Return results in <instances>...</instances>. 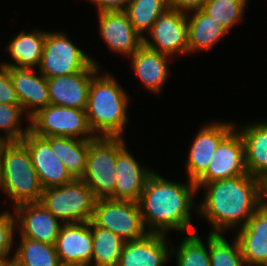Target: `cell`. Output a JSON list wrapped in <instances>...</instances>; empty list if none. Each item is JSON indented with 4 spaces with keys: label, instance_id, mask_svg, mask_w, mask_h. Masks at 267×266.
I'll list each match as a JSON object with an SVG mask.
<instances>
[{
    "label": "cell",
    "instance_id": "4dcf8cb0",
    "mask_svg": "<svg viewBox=\"0 0 267 266\" xmlns=\"http://www.w3.org/2000/svg\"><path fill=\"white\" fill-rule=\"evenodd\" d=\"M248 3L249 0H206L201 9L231 32L235 25L242 24Z\"/></svg>",
    "mask_w": 267,
    "mask_h": 266
},
{
    "label": "cell",
    "instance_id": "3957f363",
    "mask_svg": "<svg viewBox=\"0 0 267 266\" xmlns=\"http://www.w3.org/2000/svg\"><path fill=\"white\" fill-rule=\"evenodd\" d=\"M102 69L89 87L85 109L88 124L96 137H124L131 96L109 70Z\"/></svg>",
    "mask_w": 267,
    "mask_h": 266
},
{
    "label": "cell",
    "instance_id": "7c38bea8",
    "mask_svg": "<svg viewBox=\"0 0 267 266\" xmlns=\"http://www.w3.org/2000/svg\"><path fill=\"white\" fill-rule=\"evenodd\" d=\"M244 144L239 131L234 128L219 144L207 170L194 182L207 184L247 174Z\"/></svg>",
    "mask_w": 267,
    "mask_h": 266
},
{
    "label": "cell",
    "instance_id": "9a60e30c",
    "mask_svg": "<svg viewBox=\"0 0 267 266\" xmlns=\"http://www.w3.org/2000/svg\"><path fill=\"white\" fill-rule=\"evenodd\" d=\"M96 15L99 37L109 52L127 59L143 44V38L135 31L125 11L96 12Z\"/></svg>",
    "mask_w": 267,
    "mask_h": 266
},
{
    "label": "cell",
    "instance_id": "5b68a950",
    "mask_svg": "<svg viewBox=\"0 0 267 266\" xmlns=\"http://www.w3.org/2000/svg\"><path fill=\"white\" fill-rule=\"evenodd\" d=\"M40 202L63 224L90 222L96 198L82 179L43 189Z\"/></svg>",
    "mask_w": 267,
    "mask_h": 266
},
{
    "label": "cell",
    "instance_id": "e575fe53",
    "mask_svg": "<svg viewBox=\"0 0 267 266\" xmlns=\"http://www.w3.org/2000/svg\"><path fill=\"white\" fill-rule=\"evenodd\" d=\"M0 103L20 105L16 90L10 78L9 69L5 65L0 67Z\"/></svg>",
    "mask_w": 267,
    "mask_h": 266
},
{
    "label": "cell",
    "instance_id": "ab89813d",
    "mask_svg": "<svg viewBox=\"0 0 267 266\" xmlns=\"http://www.w3.org/2000/svg\"><path fill=\"white\" fill-rule=\"evenodd\" d=\"M1 266H22L14 257L4 260Z\"/></svg>",
    "mask_w": 267,
    "mask_h": 266
},
{
    "label": "cell",
    "instance_id": "5bb4252c",
    "mask_svg": "<svg viewBox=\"0 0 267 266\" xmlns=\"http://www.w3.org/2000/svg\"><path fill=\"white\" fill-rule=\"evenodd\" d=\"M12 209L16 221V235L55 245L63 223L41 202L24 203Z\"/></svg>",
    "mask_w": 267,
    "mask_h": 266
},
{
    "label": "cell",
    "instance_id": "2e32d148",
    "mask_svg": "<svg viewBox=\"0 0 267 266\" xmlns=\"http://www.w3.org/2000/svg\"><path fill=\"white\" fill-rule=\"evenodd\" d=\"M26 146L35 171L43 189L59 187L74 179L66 170L63 162L55 155L49 143L32 132H28L21 140Z\"/></svg>",
    "mask_w": 267,
    "mask_h": 266
},
{
    "label": "cell",
    "instance_id": "d6986e66",
    "mask_svg": "<svg viewBox=\"0 0 267 266\" xmlns=\"http://www.w3.org/2000/svg\"><path fill=\"white\" fill-rule=\"evenodd\" d=\"M168 236L148 233L142 239L125 242L117 266H165L172 259L173 240Z\"/></svg>",
    "mask_w": 267,
    "mask_h": 266
},
{
    "label": "cell",
    "instance_id": "ba28073f",
    "mask_svg": "<svg viewBox=\"0 0 267 266\" xmlns=\"http://www.w3.org/2000/svg\"><path fill=\"white\" fill-rule=\"evenodd\" d=\"M29 131L39 137L96 138L89 127L85 110L51 104L29 118Z\"/></svg>",
    "mask_w": 267,
    "mask_h": 266
},
{
    "label": "cell",
    "instance_id": "8d00e7d4",
    "mask_svg": "<svg viewBox=\"0 0 267 266\" xmlns=\"http://www.w3.org/2000/svg\"><path fill=\"white\" fill-rule=\"evenodd\" d=\"M205 1L206 0H169V5L171 8L187 13L201 9Z\"/></svg>",
    "mask_w": 267,
    "mask_h": 266
},
{
    "label": "cell",
    "instance_id": "52a82bcc",
    "mask_svg": "<svg viewBox=\"0 0 267 266\" xmlns=\"http://www.w3.org/2000/svg\"><path fill=\"white\" fill-rule=\"evenodd\" d=\"M117 155L118 137H96L89 143L82 180L92 190L96 200H114Z\"/></svg>",
    "mask_w": 267,
    "mask_h": 266
},
{
    "label": "cell",
    "instance_id": "60d3db41",
    "mask_svg": "<svg viewBox=\"0 0 267 266\" xmlns=\"http://www.w3.org/2000/svg\"><path fill=\"white\" fill-rule=\"evenodd\" d=\"M3 65H4L3 61L2 62L0 61V67L3 66Z\"/></svg>",
    "mask_w": 267,
    "mask_h": 266
},
{
    "label": "cell",
    "instance_id": "8992f818",
    "mask_svg": "<svg viewBox=\"0 0 267 266\" xmlns=\"http://www.w3.org/2000/svg\"><path fill=\"white\" fill-rule=\"evenodd\" d=\"M46 31L44 50L38 71L46 78L76 74L98 60L77 46L65 31Z\"/></svg>",
    "mask_w": 267,
    "mask_h": 266
},
{
    "label": "cell",
    "instance_id": "836d02e7",
    "mask_svg": "<svg viewBox=\"0 0 267 266\" xmlns=\"http://www.w3.org/2000/svg\"><path fill=\"white\" fill-rule=\"evenodd\" d=\"M0 213V262H3L14 256L16 221L13 211L5 209Z\"/></svg>",
    "mask_w": 267,
    "mask_h": 266
},
{
    "label": "cell",
    "instance_id": "1f68e13d",
    "mask_svg": "<svg viewBox=\"0 0 267 266\" xmlns=\"http://www.w3.org/2000/svg\"><path fill=\"white\" fill-rule=\"evenodd\" d=\"M209 233L210 266H246L237 239Z\"/></svg>",
    "mask_w": 267,
    "mask_h": 266
},
{
    "label": "cell",
    "instance_id": "7a4b0ae2",
    "mask_svg": "<svg viewBox=\"0 0 267 266\" xmlns=\"http://www.w3.org/2000/svg\"><path fill=\"white\" fill-rule=\"evenodd\" d=\"M179 182L170 181L155 170L147 179L138 203L149 233L169 235L170 231H179L184 235L196 232L191 222L192 213H198L197 187L188 179Z\"/></svg>",
    "mask_w": 267,
    "mask_h": 266
},
{
    "label": "cell",
    "instance_id": "44dd1931",
    "mask_svg": "<svg viewBox=\"0 0 267 266\" xmlns=\"http://www.w3.org/2000/svg\"><path fill=\"white\" fill-rule=\"evenodd\" d=\"M235 233L246 266H267V207L262 204Z\"/></svg>",
    "mask_w": 267,
    "mask_h": 266
},
{
    "label": "cell",
    "instance_id": "83f0119b",
    "mask_svg": "<svg viewBox=\"0 0 267 266\" xmlns=\"http://www.w3.org/2000/svg\"><path fill=\"white\" fill-rule=\"evenodd\" d=\"M93 241L92 266H117L125 243L110 230L96 227L90 221Z\"/></svg>",
    "mask_w": 267,
    "mask_h": 266
},
{
    "label": "cell",
    "instance_id": "7402d4cb",
    "mask_svg": "<svg viewBox=\"0 0 267 266\" xmlns=\"http://www.w3.org/2000/svg\"><path fill=\"white\" fill-rule=\"evenodd\" d=\"M20 105L27 115L33 116L38 110L50 105L47 78L36 69L7 67Z\"/></svg>",
    "mask_w": 267,
    "mask_h": 266
},
{
    "label": "cell",
    "instance_id": "4316f807",
    "mask_svg": "<svg viewBox=\"0 0 267 266\" xmlns=\"http://www.w3.org/2000/svg\"><path fill=\"white\" fill-rule=\"evenodd\" d=\"M14 258L22 266H62L55 245L15 236ZM18 241V242H17Z\"/></svg>",
    "mask_w": 267,
    "mask_h": 266
},
{
    "label": "cell",
    "instance_id": "30bf717a",
    "mask_svg": "<svg viewBox=\"0 0 267 266\" xmlns=\"http://www.w3.org/2000/svg\"><path fill=\"white\" fill-rule=\"evenodd\" d=\"M143 44L175 60L188 55L187 13L171 7L167 9L144 36Z\"/></svg>",
    "mask_w": 267,
    "mask_h": 266
},
{
    "label": "cell",
    "instance_id": "484cf974",
    "mask_svg": "<svg viewBox=\"0 0 267 266\" xmlns=\"http://www.w3.org/2000/svg\"><path fill=\"white\" fill-rule=\"evenodd\" d=\"M63 162L73 179H82L86 170L89 143L94 139L81 140L71 137H43Z\"/></svg>",
    "mask_w": 267,
    "mask_h": 266
},
{
    "label": "cell",
    "instance_id": "d590c367",
    "mask_svg": "<svg viewBox=\"0 0 267 266\" xmlns=\"http://www.w3.org/2000/svg\"><path fill=\"white\" fill-rule=\"evenodd\" d=\"M96 5L97 12L104 11H125L130 0H86Z\"/></svg>",
    "mask_w": 267,
    "mask_h": 266
},
{
    "label": "cell",
    "instance_id": "9c48e42d",
    "mask_svg": "<svg viewBox=\"0 0 267 266\" xmlns=\"http://www.w3.org/2000/svg\"><path fill=\"white\" fill-rule=\"evenodd\" d=\"M91 222L96 227L112 231L125 242L142 239L149 233L139 203L133 201L96 200Z\"/></svg>",
    "mask_w": 267,
    "mask_h": 266
},
{
    "label": "cell",
    "instance_id": "f546056e",
    "mask_svg": "<svg viewBox=\"0 0 267 266\" xmlns=\"http://www.w3.org/2000/svg\"><path fill=\"white\" fill-rule=\"evenodd\" d=\"M169 8V0H130L125 12L135 31L144 38L160 15Z\"/></svg>",
    "mask_w": 267,
    "mask_h": 266
},
{
    "label": "cell",
    "instance_id": "74e56055",
    "mask_svg": "<svg viewBox=\"0 0 267 266\" xmlns=\"http://www.w3.org/2000/svg\"><path fill=\"white\" fill-rule=\"evenodd\" d=\"M10 142L11 141L8 140L7 138L0 136V170H1L2 160H3V153L6 147L10 144Z\"/></svg>",
    "mask_w": 267,
    "mask_h": 266
},
{
    "label": "cell",
    "instance_id": "ffe728a7",
    "mask_svg": "<svg viewBox=\"0 0 267 266\" xmlns=\"http://www.w3.org/2000/svg\"><path fill=\"white\" fill-rule=\"evenodd\" d=\"M127 60L131 64L134 76L139 79L145 90L155 95L162 93L172 72L169 68L174 62L172 57L149 49L142 44Z\"/></svg>",
    "mask_w": 267,
    "mask_h": 266
},
{
    "label": "cell",
    "instance_id": "4fadbf2b",
    "mask_svg": "<svg viewBox=\"0 0 267 266\" xmlns=\"http://www.w3.org/2000/svg\"><path fill=\"white\" fill-rule=\"evenodd\" d=\"M126 142L124 137H118L114 200L139 202L146 181L154 169L142 165L127 149Z\"/></svg>",
    "mask_w": 267,
    "mask_h": 266
},
{
    "label": "cell",
    "instance_id": "e0dca14e",
    "mask_svg": "<svg viewBox=\"0 0 267 266\" xmlns=\"http://www.w3.org/2000/svg\"><path fill=\"white\" fill-rule=\"evenodd\" d=\"M55 248L62 266H92L90 222L63 224Z\"/></svg>",
    "mask_w": 267,
    "mask_h": 266
},
{
    "label": "cell",
    "instance_id": "6da1fadb",
    "mask_svg": "<svg viewBox=\"0 0 267 266\" xmlns=\"http://www.w3.org/2000/svg\"><path fill=\"white\" fill-rule=\"evenodd\" d=\"M195 185L198 192L204 190L197 203V215L211 226L210 234H226L244 227L263 204L262 181L249 173Z\"/></svg>",
    "mask_w": 267,
    "mask_h": 266
},
{
    "label": "cell",
    "instance_id": "8fae6325",
    "mask_svg": "<svg viewBox=\"0 0 267 266\" xmlns=\"http://www.w3.org/2000/svg\"><path fill=\"white\" fill-rule=\"evenodd\" d=\"M235 122L209 121L200 126L186 158L187 179L195 182L208 168L220 142L235 128Z\"/></svg>",
    "mask_w": 267,
    "mask_h": 266
},
{
    "label": "cell",
    "instance_id": "f1b7e54d",
    "mask_svg": "<svg viewBox=\"0 0 267 266\" xmlns=\"http://www.w3.org/2000/svg\"><path fill=\"white\" fill-rule=\"evenodd\" d=\"M206 236L204 242L196 232L184 234L179 245H171L170 257L176 258V266H210L209 233Z\"/></svg>",
    "mask_w": 267,
    "mask_h": 266
},
{
    "label": "cell",
    "instance_id": "277c9868",
    "mask_svg": "<svg viewBox=\"0 0 267 266\" xmlns=\"http://www.w3.org/2000/svg\"><path fill=\"white\" fill-rule=\"evenodd\" d=\"M0 191L13 203V207L40 202L43 188L30 154L21 141L10 142L3 153Z\"/></svg>",
    "mask_w": 267,
    "mask_h": 266
},
{
    "label": "cell",
    "instance_id": "ac0fdd59",
    "mask_svg": "<svg viewBox=\"0 0 267 266\" xmlns=\"http://www.w3.org/2000/svg\"><path fill=\"white\" fill-rule=\"evenodd\" d=\"M100 69L92 62L76 74L47 78L50 104L85 110L91 80Z\"/></svg>",
    "mask_w": 267,
    "mask_h": 266
},
{
    "label": "cell",
    "instance_id": "f35d334b",
    "mask_svg": "<svg viewBox=\"0 0 267 266\" xmlns=\"http://www.w3.org/2000/svg\"><path fill=\"white\" fill-rule=\"evenodd\" d=\"M263 205L267 207V177L262 181Z\"/></svg>",
    "mask_w": 267,
    "mask_h": 266
},
{
    "label": "cell",
    "instance_id": "603a6c76",
    "mask_svg": "<svg viewBox=\"0 0 267 266\" xmlns=\"http://www.w3.org/2000/svg\"><path fill=\"white\" fill-rule=\"evenodd\" d=\"M245 124L235 123V128L242 136L246 169L251 176L263 181L267 177V120Z\"/></svg>",
    "mask_w": 267,
    "mask_h": 266
},
{
    "label": "cell",
    "instance_id": "cb8c5ba5",
    "mask_svg": "<svg viewBox=\"0 0 267 266\" xmlns=\"http://www.w3.org/2000/svg\"><path fill=\"white\" fill-rule=\"evenodd\" d=\"M14 36L4 49L11 61L4 59V65L18 69L37 70L43 55L46 31L41 29H34L31 32L22 30Z\"/></svg>",
    "mask_w": 267,
    "mask_h": 266
},
{
    "label": "cell",
    "instance_id": "d6a6232c",
    "mask_svg": "<svg viewBox=\"0 0 267 266\" xmlns=\"http://www.w3.org/2000/svg\"><path fill=\"white\" fill-rule=\"evenodd\" d=\"M23 118L26 119L24 120ZM24 121L27 122L26 126L21 123ZM28 132L29 117L24 113L21 105L0 103V136L7 138L11 142L21 141Z\"/></svg>",
    "mask_w": 267,
    "mask_h": 266
},
{
    "label": "cell",
    "instance_id": "d4e9b609",
    "mask_svg": "<svg viewBox=\"0 0 267 266\" xmlns=\"http://www.w3.org/2000/svg\"><path fill=\"white\" fill-rule=\"evenodd\" d=\"M188 56L211 51L229 31L202 9L187 12Z\"/></svg>",
    "mask_w": 267,
    "mask_h": 266
}]
</instances>
